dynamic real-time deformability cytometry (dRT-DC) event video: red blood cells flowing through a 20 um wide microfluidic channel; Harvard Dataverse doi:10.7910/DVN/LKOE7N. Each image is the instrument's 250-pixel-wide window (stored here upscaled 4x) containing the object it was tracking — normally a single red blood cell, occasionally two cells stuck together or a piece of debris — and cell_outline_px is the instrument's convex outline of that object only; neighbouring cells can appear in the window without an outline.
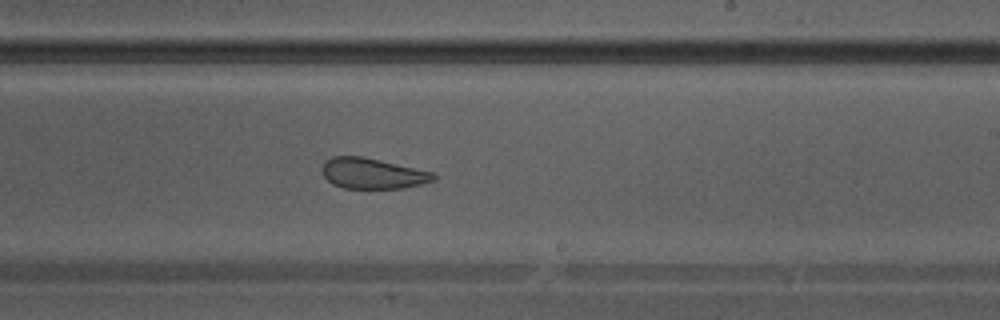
{"species": "Egyptian fruit bat (a non-hibernating species)", "species_latin": "Rousettus aegyptiacus", "temperature_condition": "warm", "stored_images_in_passage": 36, "camera_frame_rate_fps": 3000, "um_per_image_px": 0.085, "animal": {"sex": "male"}, "frame": {"image": 1, "passage_image": 21, "time_ms": 6.667, "image_size_px": [1000, 320], "cell_outline_px": [[436, 180], [404, 188], [344, 188], [332, 184], [324, 176], [320, 168], [324, 160], [332, 156], [364, 156], [436, 172]], "centroid_in_image_um": [31.67, 14.72], "position_along_channel_um": 257.3, "area_um2": 20.29}}